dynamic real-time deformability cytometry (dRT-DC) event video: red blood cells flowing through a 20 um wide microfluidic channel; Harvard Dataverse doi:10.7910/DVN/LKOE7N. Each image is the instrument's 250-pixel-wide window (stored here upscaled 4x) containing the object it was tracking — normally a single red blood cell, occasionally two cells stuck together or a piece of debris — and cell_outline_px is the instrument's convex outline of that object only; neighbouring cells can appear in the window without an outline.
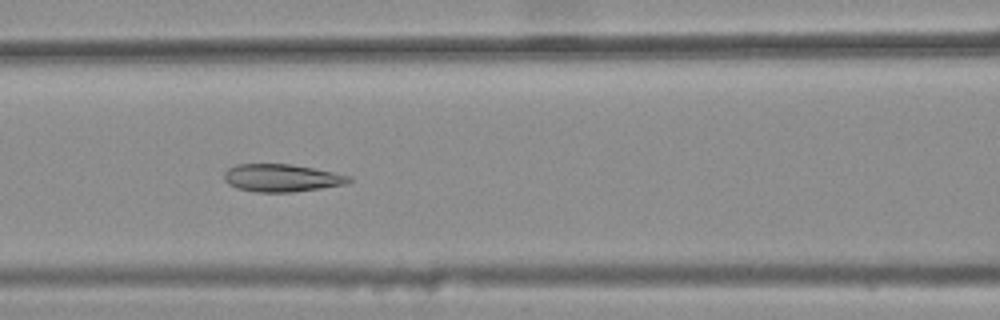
{"species": "common noctule bat (a hibernating species)", "species_latin": "Nyctalus noctula", "temperature_condition": "warm", "stored_images_in_passage": 41, "camera_frame_rate_fps": 3000, "um_per_image_px": 0.085, "animal": {"sex": "female", "body_mass_g": 25.1}, "frame": {"image": 1, "passage_image": 19, "time_ms": 6.0, "image_size_px": [1000, 320], "cell_outline_px": [[352, 180], [344, 184], [320, 188], [292, 192], [256, 192], [236, 188], [228, 184], [224, 180], [224, 172], [228, 168], [236, 164], [292, 164], [316, 168], [352, 176]], "centroid_in_image_um": [23.93, 15.11], "position_along_channel_um": 142.7, "area_um2": 20.23}}
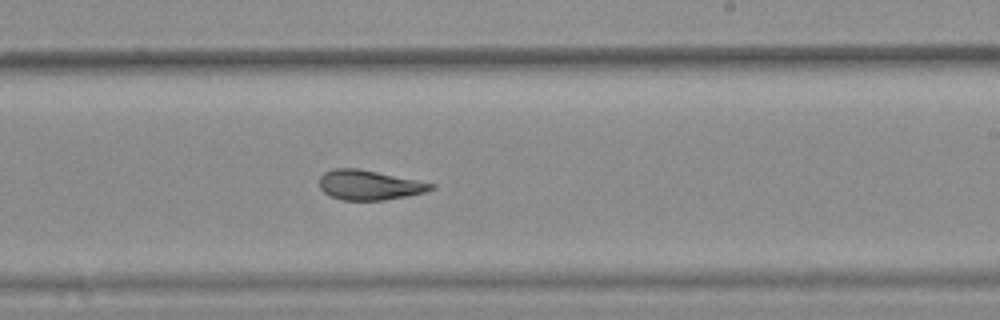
{"frame": {"image": 2, "passage_image": 28, "time_ms": 9.0, "image_size_px": [1000, 320], "cell_outline_px": [[436, 188], [424, 192], [384, 200], [344, 200], [332, 196], [324, 192], [320, 188], [320, 176], [324, 172], [336, 168], [356, 168], [436, 184]], "centroid_in_image_um": [31.38, 15.73], "position_along_channel_um": 257.6, "area_um2": 19.02}}
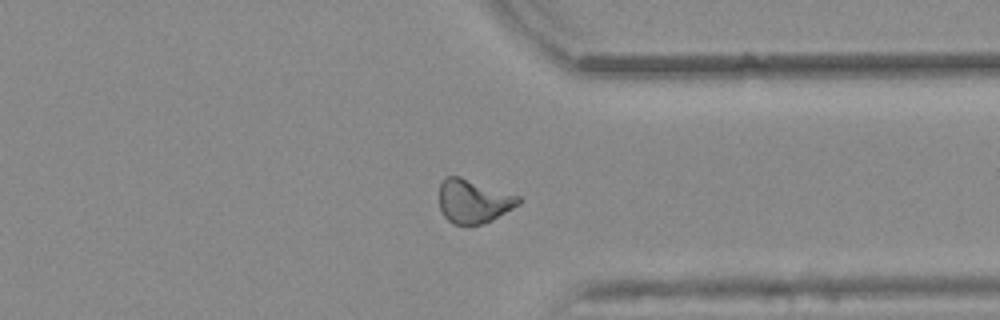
{"frame": {"image": 3, "passage_image": 37, "time_ms": 12.0, "image_size_px": [1000, 320], "cell_outline_px": [[524, 200], [520, 204], [492, 220], [468, 228], [452, 224], [444, 216], [440, 208], [440, 184], [448, 176], [460, 176], [520, 196]], "centroid_in_image_um": [40.26, 17.14], "position_along_channel_um": 371.1, "area_um2": 20.52}, "authors_computed_cell_mechanics": {"area_um2": 20.519, "velocity_mm_per_s": 3.8437, "shape_relaxation_time_tau1_ms": null, "shape_relaxation_time_tau2_ms": 1.8537, "deformation_change_tau1": null, "deformation_change_tau2": 0.0814}}